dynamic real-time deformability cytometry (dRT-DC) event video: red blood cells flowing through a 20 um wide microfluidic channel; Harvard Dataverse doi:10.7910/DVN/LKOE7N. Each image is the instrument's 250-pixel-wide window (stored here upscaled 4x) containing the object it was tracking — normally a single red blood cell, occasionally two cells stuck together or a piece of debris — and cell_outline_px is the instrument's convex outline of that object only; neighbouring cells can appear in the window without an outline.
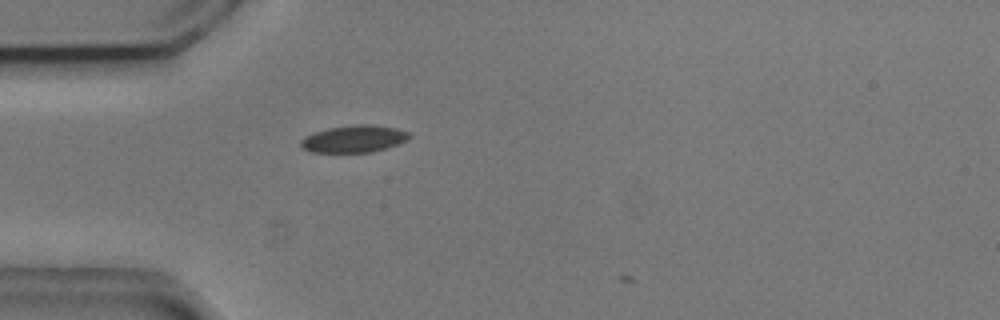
{"species": "common noctule bat (a hibernating species)", "species_latin": "Nyctalus noctula", "temperature_condition": "cold", "stored_images_in_passage": 4, "camera_frame_rate_fps": 3000, "um_per_image_px": 0.085, "animal": {"sex": "male", "body_mass_g": 20.5, "forearm_length_mm": 52.5}, "frame": {"image": 1, "passage_image": 3, "time_ms": 0.667, "image_size_px": [1000, 320], "cell_outline_px": [[412, 136], [408, 140], [372, 152], [312, 152], [300, 148], [300, 140], [304, 136], [328, 128], [352, 124], [372, 124], [396, 128], [408, 132]], "centroid_in_image_um": [30.07, 11.79], "position_along_channel_um": 54.9, "area_um2": 17.22}}